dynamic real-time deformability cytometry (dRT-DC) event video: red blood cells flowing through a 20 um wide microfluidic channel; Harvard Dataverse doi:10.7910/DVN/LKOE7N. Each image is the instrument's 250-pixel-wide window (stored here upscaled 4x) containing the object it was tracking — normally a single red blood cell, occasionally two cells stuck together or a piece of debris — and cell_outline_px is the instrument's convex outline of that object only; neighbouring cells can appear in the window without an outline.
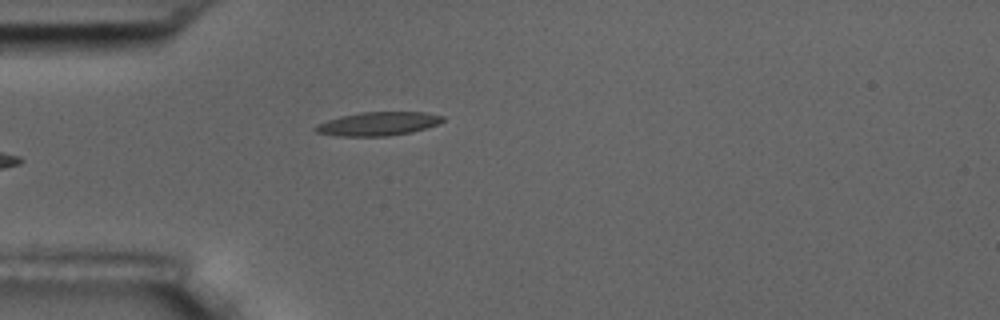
{"species": "common noctule bat (a hibernating species)", "species_latin": "Nyctalus noctula", "temperature_condition": "room temperature", "stored_images_in_passage": 6, "camera_frame_rate_fps": 3000, "um_per_image_px": 0.085, "animal": {"sex": "male", "body_mass_g": 17.5, "forearm_length_mm": 52.3}, "frame": {"image": 1, "passage_image": 6, "time_ms": 6.0, "image_size_px": [1000, 320], "cell_outline_px": [[444, 120], [436, 124], [412, 132], [388, 136], [336, 136], [316, 132], [312, 128], [316, 124], [340, 116], [360, 112], [424, 112], [444, 116]], "centroid_in_image_um": [32.09, 10.52], "position_along_channel_um": 52.9, "area_um2": 17.51}}